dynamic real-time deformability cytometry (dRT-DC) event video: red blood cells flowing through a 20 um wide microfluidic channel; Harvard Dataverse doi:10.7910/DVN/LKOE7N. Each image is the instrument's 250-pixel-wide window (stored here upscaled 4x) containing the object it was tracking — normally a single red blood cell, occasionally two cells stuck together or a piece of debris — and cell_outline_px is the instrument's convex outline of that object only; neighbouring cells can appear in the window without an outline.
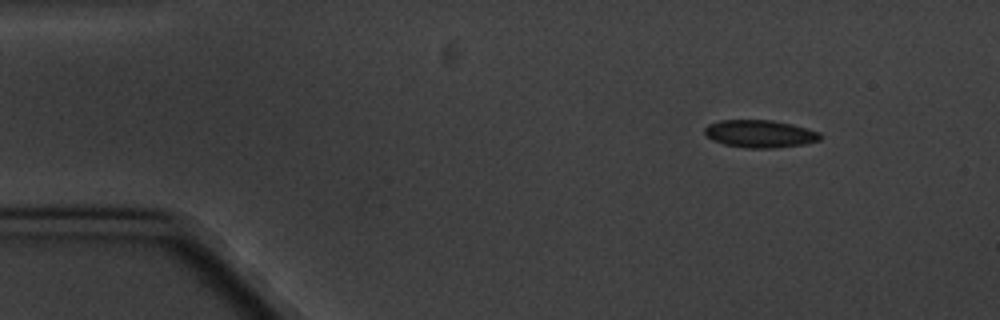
{"species": "common noctule bat (a hibernating species)", "species_latin": "Nyctalus noctula", "temperature_condition": "cold", "stored_images_in_passage": 5, "segment_of_instrument_passage": [1, 2], "camera_frame_rate_fps": 3000, "um_per_image_px": 0.085, "animal": {"sex": "male", "body_mass_g": 20.1, "forearm_length_mm": 53.5}, "frame": {"image": 1, "passage_image": 1, "time_ms": 0.0, "image_size_px": [1000, 320], "cell_outline_px": [[820, 140], [804, 144], [776, 148], [744, 148], [724, 144], [712, 140], [704, 132], [704, 128], [708, 124], [720, 120], [772, 120], [792, 124], [820, 132]], "centroid_in_image_um": [64.58, 11.37], "position_along_channel_um": 20.4, "area_um2": 18.61}}
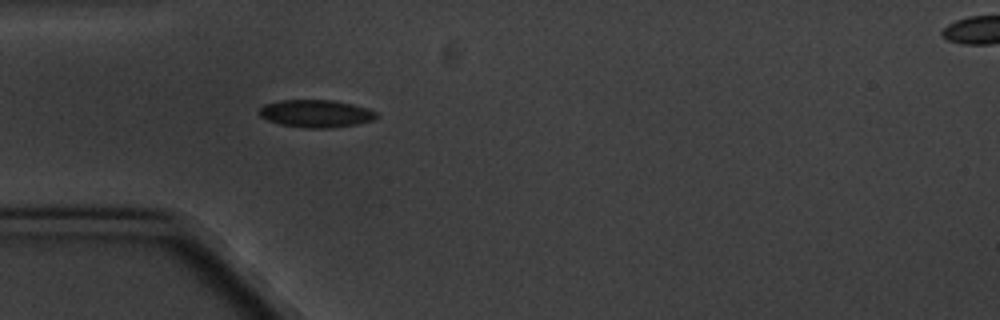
{"frame": {"image": 2, "passage_image": 4, "time_ms": 3.333, "image_size_px": [1000, 320], "cell_outline_px": [[380, 116], [372, 120], [356, 124], [328, 128], [304, 128], [280, 124], [268, 120], [260, 116], [256, 112], [264, 104], [280, 100], [332, 100], [352, 104], [368, 108], [376, 112]], "centroid_in_image_um": [26.83, 9.65], "position_along_channel_um": 58.2, "area_um2": 18.9}}